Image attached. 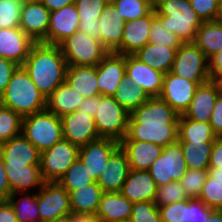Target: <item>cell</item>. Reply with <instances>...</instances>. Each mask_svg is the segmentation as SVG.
<instances>
[{
    "label": "cell",
    "instance_id": "6da1fadb",
    "mask_svg": "<svg viewBox=\"0 0 222 222\" xmlns=\"http://www.w3.org/2000/svg\"><path fill=\"white\" fill-rule=\"evenodd\" d=\"M178 114L160 97H150L129 117L122 140L145 141L167 146L178 141Z\"/></svg>",
    "mask_w": 222,
    "mask_h": 222
},
{
    "label": "cell",
    "instance_id": "7a4b0ae2",
    "mask_svg": "<svg viewBox=\"0 0 222 222\" xmlns=\"http://www.w3.org/2000/svg\"><path fill=\"white\" fill-rule=\"evenodd\" d=\"M22 67L47 98L65 81L67 62L59 45L35 43Z\"/></svg>",
    "mask_w": 222,
    "mask_h": 222
},
{
    "label": "cell",
    "instance_id": "3957f363",
    "mask_svg": "<svg viewBox=\"0 0 222 222\" xmlns=\"http://www.w3.org/2000/svg\"><path fill=\"white\" fill-rule=\"evenodd\" d=\"M0 104L25 117L45 110L46 97L37 89L25 69L19 66L0 96Z\"/></svg>",
    "mask_w": 222,
    "mask_h": 222
},
{
    "label": "cell",
    "instance_id": "277c9868",
    "mask_svg": "<svg viewBox=\"0 0 222 222\" xmlns=\"http://www.w3.org/2000/svg\"><path fill=\"white\" fill-rule=\"evenodd\" d=\"M155 16L163 27L177 35L183 42H194L202 20L191 7L189 0H171L162 4Z\"/></svg>",
    "mask_w": 222,
    "mask_h": 222
},
{
    "label": "cell",
    "instance_id": "5b68a950",
    "mask_svg": "<svg viewBox=\"0 0 222 222\" xmlns=\"http://www.w3.org/2000/svg\"><path fill=\"white\" fill-rule=\"evenodd\" d=\"M21 133L42 153L63 138L61 119L46 109L25 116Z\"/></svg>",
    "mask_w": 222,
    "mask_h": 222
},
{
    "label": "cell",
    "instance_id": "8992f818",
    "mask_svg": "<svg viewBox=\"0 0 222 222\" xmlns=\"http://www.w3.org/2000/svg\"><path fill=\"white\" fill-rule=\"evenodd\" d=\"M94 116L100 138L121 141L127 133L130 113L113 96H97V108Z\"/></svg>",
    "mask_w": 222,
    "mask_h": 222
},
{
    "label": "cell",
    "instance_id": "52a82bcc",
    "mask_svg": "<svg viewBox=\"0 0 222 222\" xmlns=\"http://www.w3.org/2000/svg\"><path fill=\"white\" fill-rule=\"evenodd\" d=\"M59 47L67 66H97L109 53L99 39L81 31L67 37L59 44Z\"/></svg>",
    "mask_w": 222,
    "mask_h": 222
},
{
    "label": "cell",
    "instance_id": "ba28073f",
    "mask_svg": "<svg viewBox=\"0 0 222 222\" xmlns=\"http://www.w3.org/2000/svg\"><path fill=\"white\" fill-rule=\"evenodd\" d=\"M170 72L199 85L212 79L209 60L194 42H183L176 50Z\"/></svg>",
    "mask_w": 222,
    "mask_h": 222
},
{
    "label": "cell",
    "instance_id": "9c48e42d",
    "mask_svg": "<svg viewBox=\"0 0 222 222\" xmlns=\"http://www.w3.org/2000/svg\"><path fill=\"white\" fill-rule=\"evenodd\" d=\"M79 157V147L61 139L40 153V171L45 182H57Z\"/></svg>",
    "mask_w": 222,
    "mask_h": 222
},
{
    "label": "cell",
    "instance_id": "30bf717a",
    "mask_svg": "<svg viewBox=\"0 0 222 222\" xmlns=\"http://www.w3.org/2000/svg\"><path fill=\"white\" fill-rule=\"evenodd\" d=\"M187 169L181 144L177 141L163 147L162 154L152 163L148 172L158 187L180 181Z\"/></svg>",
    "mask_w": 222,
    "mask_h": 222
},
{
    "label": "cell",
    "instance_id": "8fae6325",
    "mask_svg": "<svg viewBox=\"0 0 222 222\" xmlns=\"http://www.w3.org/2000/svg\"><path fill=\"white\" fill-rule=\"evenodd\" d=\"M40 222H54L71 214L69 193L58 182H45L37 191Z\"/></svg>",
    "mask_w": 222,
    "mask_h": 222
},
{
    "label": "cell",
    "instance_id": "7c38bea8",
    "mask_svg": "<svg viewBox=\"0 0 222 222\" xmlns=\"http://www.w3.org/2000/svg\"><path fill=\"white\" fill-rule=\"evenodd\" d=\"M63 139L81 147L87 143L100 139L94 117L85 111L75 110L60 117Z\"/></svg>",
    "mask_w": 222,
    "mask_h": 222
},
{
    "label": "cell",
    "instance_id": "4fadbf2b",
    "mask_svg": "<svg viewBox=\"0 0 222 222\" xmlns=\"http://www.w3.org/2000/svg\"><path fill=\"white\" fill-rule=\"evenodd\" d=\"M198 83L179 77L171 72L164 74L160 98L182 115L189 108Z\"/></svg>",
    "mask_w": 222,
    "mask_h": 222
},
{
    "label": "cell",
    "instance_id": "5bb4252c",
    "mask_svg": "<svg viewBox=\"0 0 222 222\" xmlns=\"http://www.w3.org/2000/svg\"><path fill=\"white\" fill-rule=\"evenodd\" d=\"M126 55L109 52L97 65V86L101 95L113 96L124 80Z\"/></svg>",
    "mask_w": 222,
    "mask_h": 222
},
{
    "label": "cell",
    "instance_id": "9a60e30c",
    "mask_svg": "<svg viewBox=\"0 0 222 222\" xmlns=\"http://www.w3.org/2000/svg\"><path fill=\"white\" fill-rule=\"evenodd\" d=\"M50 11L43 2L25 0L21 9L20 28L35 42L47 38Z\"/></svg>",
    "mask_w": 222,
    "mask_h": 222
},
{
    "label": "cell",
    "instance_id": "2e32d148",
    "mask_svg": "<svg viewBox=\"0 0 222 222\" xmlns=\"http://www.w3.org/2000/svg\"><path fill=\"white\" fill-rule=\"evenodd\" d=\"M120 147L117 140L100 138L79 147V158L97 181L111 155Z\"/></svg>",
    "mask_w": 222,
    "mask_h": 222
},
{
    "label": "cell",
    "instance_id": "e0dca14e",
    "mask_svg": "<svg viewBox=\"0 0 222 222\" xmlns=\"http://www.w3.org/2000/svg\"><path fill=\"white\" fill-rule=\"evenodd\" d=\"M125 76L133 80L149 97H159L164 74L141 62L134 55H126Z\"/></svg>",
    "mask_w": 222,
    "mask_h": 222
},
{
    "label": "cell",
    "instance_id": "ac0fdd59",
    "mask_svg": "<svg viewBox=\"0 0 222 222\" xmlns=\"http://www.w3.org/2000/svg\"><path fill=\"white\" fill-rule=\"evenodd\" d=\"M4 166L40 165V152L22 133L0 144Z\"/></svg>",
    "mask_w": 222,
    "mask_h": 222
},
{
    "label": "cell",
    "instance_id": "d6986e66",
    "mask_svg": "<svg viewBox=\"0 0 222 222\" xmlns=\"http://www.w3.org/2000/svg\"><path fill=\"white\" fill-rule=\"evenodd\" d=\"M210 209L198 198L158 207L162 222H205Z\"/></svg>",
    "mask_w": 222,
    "mask_h": 222
},
{
    "label": "cell",
    "instance_id": "ffe728a7",
    "mask_svg": "<svg viewBox=\"0 0 222 222\" xmlns=\"http://www.w3.org/2000/svg\"><path fill=\"white\" fill-rule=\"evenodd\" d=\"M79 23L75 3L50 12L47 38L42 43L59 45L67 37L79 31Z\"/></svg>",
    "mask_w": 222,
    "mask_h": 222
},
{
    "label": "cell",
    "instance_id": "44dd1931",
    "mask_svg": "<svg viewBox=\"0 0 222 222\" xmlns=\"http://www.w3.org/2000/svg\"><path fill=\"white\" fill-rule=\"evenodd\" d=\"M35 42L20 28L0 29V57L22 66Z\"/></svg>",
    "mask_w": 222,
    "mask_h": 222
},
{
    "label": "cell",
    "instance_id": "7402d4cb",
    "mask_svg": "<svg viewBox=\"0 0 222 222\" xmlns=\"http://www.w3.org/2000/svg\"><path fill=\"white\" fill-rule=\"evenodd\" d=\"M222 92L220 83L213 79L197 87L184 116L190 120L209 122L218 95Z\"/></svg>",
    "mask_w": 222,
    "mask_h": 222
},
{
    "label": "cell",
    "instance_id": "603a6c76",
    "mask_svg": "<svg viewBox=\"0 0 222 222\" xmlns=\"http://www.w3.org/2000/svg\"><path fill=\"white\" fill-rule=\"evenodd\" d=\"M155 17V10H153L147 16L125 22L122 43L114 52L133 55L149 43L150 26Z\"/></svg>",
    "mask_w": 222,
    "mask_h": 222
},
{
    "label": "cell",
    "instance_id": "cb8c5ba5",
    "mask_svg": "<svg viewBox=\"0 0 222 222\" xmlns=\"http://www.w3.org/2000/svg\"><path fill=\"white\" fill-rule=\"evenodd\" d=\"M129 171L127 156L119 147L109 158L96 182L104 192H120Z\"/></svg>",
    "mask_w": 222,
    "mask_h": 222
},
{
    "label": "cell",
    "instance_id": "d4e9b609",
    "mask_svg": "<svg viewBox=\"0 0 222 222\" xmlns=\"http://www.w3.org/2000/svg\"><path fill=\"white\" fill-rule=\"evenodd\" d=\"M124 19L110 2L104 7L99 17V40L109 51L114 52L122 43Z\"/></svg>",
    "mask_w": 222,
    "mask_h": 222
},
{
    "label": "cell",
    "instance_id": "484cf974",
    "mask_svg": "<svg viewBox=\"0 0 222 222\" xmlns=\"http://www.w3.org/2000/svg\"><path fill=\"white\" fill-rule=\"evenodd\" d=\"M120 148L125 152L130 169L148 171L163 151V146L145 141L121 140Z\"/></svg>",
    "mask_w": 222,
    "mask_h": 222
},
{
    "label": "cell",
    "instance_id": "4316f807",
    "mask_svg": "<svg viewBox=\"0 0 222 222\" xmlns=\"http://www.w3.org/2000/svg\"><path fill=\"white\" fill-rule=\"evenodd\" d=\"M4 168L11 194L37 192L45 183L40 165L4 166Z\"/></svg>",
    "mask_w": 222,
    "mask_h": 222
},
{
    "label": "cell",
    "instance_id": "83f0119b",
    "mask_svg": "<svg viewBox=\"0 0 222 222\" xmlns=\"http://www.w3.org/2000/svg\"><path fill=\"white\" fill-rule=\"evenodd\" d=\"M157 186L148 171L130 169L128 177L123 183L120 193L130 202H154Z\"/></svg>",
    "mask_w": 222,
    "mask_h": 222
},
{
    "label": "cell",
    "instance_id": "f1b7e54d",
    "mask_svg": "<svg viewBox=\"0 0 222 222\" xmlns=\"http://www.w3.org/2000/svg\"><path fill=\"white\" fill-rule=\"evenodd\" d=\"M133 203L120 192H104L96 217L100 222H129Z\"/></svg>",
    "mask_w": 222,
    "mask_h": 222
},
{
    "label": "cell",
    "instance_id": "f546056e",
    "mask_svg": "<svg viewBox=\"0 0 222 222\" xmlns=\"http://www.w3.org/2000/svg\"><path fill=\"white\" fill-rule=\"evenodd\" d=\"M84 98L64 81L46 98L45 109L60 118L77 110Z\"/></svg>",
    "mask_w": 222,
    "mask_h": 222
},
{
    "label": "cell",
    "instance_id": "4dcf8cb0",
    "mask_svg": "<svg viewBox=\"0 0 222 222\" xmlns=\"http://www.w3.org/2000/svg\"><path fill=\"white\" fill-rule=\"evenodd\" d=\"M65 82L85 98L101 95L97 86V66H67Z\"/></svg>",
    "mask_w": 222,
    "mask_h": 222
},
{
    "label": "cell",
    "instance_id": "1f68e13d",
    "mask_svg": "<svg viewBox=\"0 0 222 222\" xmlns=\"http://www.w3.org/2000/svg\"><path fill=\"white\" fill-rule=\"evenodd\" d=\"M110 0H75L79 16V31L99 39V17Z\"/></svg>",
    "mask_w": 222,
    "mask_h": 222
},
{
    "label": "cell",
    "instance_id": "d6a6232c",
    "mask_svg": "<svg viewBox=\"0 0 222 222\" xmlns=\"http://www.w3.org/2000/svg\"><path fill=\"white\" fill-rule=\"evenodd\" d=\"M178 48L147 43L133 55L153 69L166 74L171 70Z\"/></svg>",
    "mask_w": 222,
    "mask_h": 222
},
{
    "label": "cell",
    "instance_id": "836d02e7",
    "mask_svg": "<svg viewBox=\"0 0 222 222\" xmlns=\"http://www.w3.org/2000/svg\"><path fill=\"white\" fill-rule=\"evenodd\" d=\"M103 193L97 182L70 191L71 213L96 215Z\"/></svg>",
    "mask_w": 222,
    "mask_h": 222
},
{
    "label": "cell",
    "instance_id": "e575fe53",
    "mask_svg": "<svg viewBox=\"0 0 222 222\" xmlns=\"http://www.w3.org/2000/svg\"><path fill=\"white\" fill-rule=\"evenodd\" d=\"M194 43L208 60L222 50V20L202 22Z\"/></svg>",
    "mask_w": 222,
    "mask_h": 222
},
{
    "label": "cell",
    "instance_id": "d590c367",
    "mask_svg": "<svg viewBox=\"0 0 222 222\" xmlns=\"http://www.w3.org/2000/svg\"><path fill=\"white\" fill-rule=\"evenodd\" d=\"M218 137L209 122L194 121L179 116L178 141L214 142Z\"/></svg>",
    "mask_w": 222,
    "mask_h": 222
},
{
    "label": "cell",
    "instance_id": "8d00e7d4",
    "mask_svg": "<svg viewBox=\"0 0 222 222\" xmlns=\"http://www.w3.org/2000/svg\"><path fill=\"white\" fill-rule=\"evenodd\" d=\"M113 98L131 114L150 97L133 80L125 77L118 86Z\"/></svg>",
    "mask_w": 222,
    "mask_h": 222
},
{
    "label": "cell",
    "instance_id": "74e56055",
    "mask_svg": "<svg viewBox=\"0 0 222 222\" xmlns=\"http://www.w3.org/2000/svg\"><path fill=\"white\" fill-rule=\"evenodd\" d=\"M188 169L209 170L213 142L178 141Z\"/></svg>",
    "mask_w": 222,
    "mask_h": 222
},
{
    "label": "cell",
    "instance_id": "f35d334b",
    "mask_svg": "<svg viewBox=\"0 0 222 222\" xmlns=\"http://www.w3.org/2000/svg\"><path fill=\"white\" fill-rule=\"evenodd\" d=\"M8 201L19 222H40L37 192L13 193L9 196Z\"/></svg>",
    "mask_w": 222,
    "mask_h": 222
},
{
    "label": "cell",
    "instance_id": "ab89813d",
    "mask_svg": "<svg viewBox=\"0 0 222 222\" xmlns=\"http://www.w3.org/2000/svg\"><path fill=\"white\" fill-rule=\"evenodd\" d=\"M68 193L96 182L83 161L78 157L65 174L57 181Z\"/></svg>",
    "mask_w": 222,
    "mask_h": 222
},
{
    "label": "cell",
    "instance_id": "60d3db41",
    "mask_svg": "<svg viewBox=\"0 0 222 222\" xmlns=\"http://www.w3.org/2000/svg\"><path fill=\"white\" fill-rule=\"evenodd\" d=\"M125 22L149 15L152 11L151 0H111Z\"/></svg>",
    "mask_w": 222,
    "mask_h": 222
},
{
    "label": "cell",
    "instance_id": "b9f144b4",
    "mask_svg": "<svg viewBox=\"0 0 222 222\" xmlns=\"http://www.w3.org/2000/svg\"><path fill=\"white\" fill-rule=\"evenodd\" d=\"M23 117L0 104V144L22 132Z\"/></svg>",
    "mask_w": 222,
    "mask_h": 222
},
{
    "label": "cell",
    "instance_id": "7bdbcfd3",
    "mask_svg": "<svg viewBox=\"0 0 222 222\" xmlns=\"http://www.w3.org/2000/svg\"><path fill=\"white\" fill-rule=\"evenodd\" d=\"M25 0H0V29L20 27L21 9Z\"/></svg>",
    "mask_w": 222,
    "mask_h": 222
},
{
    "label": "cell",
    "instance_id": "ee69618b",
    "mask_svg": "<svg viewBox=\"0 0 222 222\" xmlns=\"http://www.w3.org/2000/svg\"><path fill=\"white\" fill-rule=\"evenodd\" d=\"M187 199L190 198L187 196L180 181H173L157 187L154 204L159 207Z\"/></svg>",
    "mask_w": 222,
    "mask_h": 222
},
{
    "label": "cell",
    "instance_id": "f6af8a7d",
    "mask_svg": "<svg viewBox=\"0 0 222 222\" xmlns=\"http://www.w3.org/2000/svg\"><path fill=\"white\" fill-rule=\"evenodd\" d=\"M208 177V170L187 169L180 183L190 199L198 198Z\"/></svg>",
    "mask_w": 222,
    "mask_h": 222
},
{
    "label": "cell",
    "instance_id": "bcb514c9",
    "mask_svg": "<svg viewBox=\"0 0 222 222\" xmlns=\"http://www.w3.org/2000/svg\"><path fill=\"white\" fill-rule=\"evenodd\" d=\"M149 43L167 47H180L183 41L174 33L163 27L161 21L155 17L150 26Z\"/></svg>",
    "mask_w": 222,
    "mask_h": 222
},
{
    "label": "cell",
    "instance_id": "7dc6e473",
    "mask_svg": "<svg viewBox=\"0 0 222 222\" xmlns=\"http://www.w3.org/2000/svg\"><path fill=\"white\" fill-rule=\"evenodd\" d=\"M198 199L213 210H222V184L208 175Z\"/></svg>",
    "mask_w": 222,
    "mask_h": 222
},
{
    "label": "cell",
    "instance_id": "c3c4849f",
    "mask_svg": "<svg viewBox=\"0 0 222 222\" xmlns=\"http://www.w3.org/2000/svg\"><path fill=\"white\" fill-rule=\"evenodd\" d=\"M129 222H162L158 206L152 201L133 203Z\"/></svg>",
    "mask_w": 222,
    "mask_h": 222
},
{
    "label": "cell",
    "instance_id": "681fc988",
    "mask_svg": "<svg viewBox=\"0 0 222 222\" xmlns=\"http://www.w3.org/2000/svg\"><path fill=\"white\" fill-rule=\"evenodd\" d=\"M202 22L218 20V0H189Z\"/></svg>",
    "mask_w": 222,
    "mask_h": 222
},
{
    "label": "cell",
    "instance_id": "f907efd6",
    "mask_svg": "<svg viewBox=\"0 0 222 222\" xmlns=\"http://www.w3.org/2000/svg\"><path fill=\"white\" fill-rule=\"evenodd\" d=\"M19 67L16 63L0 57V96L7 88L12 74Z\"/></svg>",
    "mask_w": 222,
    "mask_h": 222
},
{
    "label": "cell",
    "instance_id": "816d5d0a",
    "mask_svg": "<svg viewBox=\"0 0 222 222\" xmlns=\"http://www.w3.org/2000/svg\"><path fill=\"white\" fill-rule=\"evenodd\" d=\"M209 123L216 136L222 137V92L217 97Z\"/></svg>",
    "mask_w": 222,
    "mask_h": 222
},
{
    "label": "cell",
    "instance_id": "f5cc1de1",
    "mask_svg": "<svg viewBox=\"0 0 222 222\" xmlns=\"http://www.w3.org/2000/svg\"><path fill=\"white\" fill-rule=\"evenodd\" d=\"M222 168V137L213 142L211 155L209 158V168Z\"/></svg>",
    "mask_w": 222,
    "mask_h": 222
},
{
    "label": "cell",
    "instance_id": "db71d44e",
    "mask_svg": "<svg viewBox=\"0 0 222 222\" xmlns=\"http://www.w3.org/2000/svg\"><path fill=\"white\" fill-rule=\"evenodd\" d=\"M211 78L220 82L222 80V50L209 60Z\"/></svg>",
    "mask_w": 222,
    "mask_h": 222
},
{
    "label": "cell",
    "instance_id": "11a10c76",
    "mask_svg": "<svg viewBox=\"0 0 222 222\" xmlns=\"http://www.w3.org/2000/svg\"><path fill=\"white\" fill-rule=\"evenodd\" d=\"M0 222H19L8 200L0 201Z\"/></svg>",
    "mask_w": 222,
    "mask_h": 222
},
{
    "label": "cell",
    "instance_id": "9f6ffc18",
    "mask_svg": "<svg viewBox=\"0 0 222 222\" xmlns=\"http://www.w3.org/2000/svg\"><path fill=\"white\" fill-rule=\"evenodd\" d=\"M10 195L11 191L6 177L4 162L0 157V201H7Z\"/></svg>",
    "mask_w": 222,
    "mask_h": 222
},
{
    "label": "cell",
    "instance_id": "6f0895ef",
    "mask_svg": "<svg viewBox=\"0 0 222 222\" xmlns=\"http://www.w3.org/2000/svg\"><path fill=\"white\" fill-rule=\"evenodd\" d=\"M97 108V96L84 98L77 110L81 112H86L88 115L94 117L96 114Z\"/></svg>",
    "mask_w": 222,
    "mask_h": 222
},
{
    "label": "cell",
    "instance_id": "680465c9",
    "mask_svg": "<svg viewBox=\"0 0 222 222\" xmlns=\"http://www.w3.org/2000/svg\"><path fill=\"white\" fill-rule=\"evenodd\" d=\"M75 0H43L44 6L50 11H57L64 6H68L74 3Z\"/></svg>",
    "mask_w": 222,
    "mask_h": 222
},
{
    "label": "cell",
    "instance_id": "91938a15",
    "mask_svg": "<svg viewBox=\"0 0 222 222\" xmlns=\"http://www.w3.org/2000/svg\"><path fill=\"white\" fill-rule=\"evenodd\" d=\"M68 222H100L96 215L71 213Z\"/></svg>",
    "mask_w": 222,
    "mask_h": 222
},
{
    "label": "cell",
    "instance_id": "94428289",
    "mask_svg": "<svg viewBox=\"0 0 222 222\" xmlns=\"http://www.w3.org/2000/svg\"><path fill=\"white\" fill-rule=\"evenodd\" d=\"M205 222H222V210L210 209L209 216H206Z\"/></svg>",
    "mask_w": 222,
    "mask_h": 222
},
{
    "label": "cell",
    "instance_id": "6125c7cd",
    "mask_svg": "<svg viewBox=\"0 0 222 222\" xmlns=\"http://www.w3.org/2000/svg\"><path fill=\"white\" fill-rule=\"evenodd\" d=\"M208 175L216 182L222 184V168H209Z\"/></svg>",
    "mask_w": 222,
    "mask_h": 222
},
{
    "label": "cell",
    "instance_id": "be15d7a7",
    "mask_svg": "<svg viewBox=\"0 0 222 222\" xmlns=\"http://www.w3.org/2000/svg\"><path fill=\"white\" fill-rule=\"evenodd\" d=\"M171 0H151L153 10H157L162 4Z\"/></svg>",
    "mask_w": 222,
    "mask_h": 222
},
{
    "label": "cell",
    "instance_id": "e7e4bbea",
    "mask_svg": "<svg viewBox=\"0 0 222 222\" xmlns=\"http://www.w3.org/2000/svg\"><path fill=\"white\" fill-rule=\"evenodd\" d=\"M218 20H222V0H218Z\"/></svg>",
    "mask_w": 222,
    "mask_h": 222
},
{
    "label": "cell",
    "instance_id": "03108f58",
    "mask_svg": "<svg viewBox=\"0 0 222 222\" xmlns=\"http://www.w3.org/2000/svg\"><path fill=\"white\" fill-rule=\"evenodd\" d=\"M54 222H68L67 218L62 219V220H58V221H54Z\"/></svg>",
    "mask_w": 222,
    "mask_h": 222
},
{
    "label": "cell",
    "instance_id": "003e7915",
    "mask_svg": "<svg viewBox=\"0 0 222 222\" xmlns=\"http://www.w3.org/2000/svg\"><path fill=\"white\" fill-rule=\"evenodd\" d=\"M30 1H38V2H42L43 0H30Z\"/></svg>",
    "mask_w": 222,
    "mask_h": 222
},
{
    "label": "cell",
    "instance_id": "a7ac6f4b",
    "mask_svg": "<svg viewBox=\"0 0 222 222\" xmlns=\"http://www.w3.org/2000/svg\"><path fill=\"white\" fill-rule=\"evenodd\" d=\"M220 83V86H221V90H222V80L219 82Z\"/></svg>",
    "mask_w": 222,
    "mask_h": 222
}]
</instances>
